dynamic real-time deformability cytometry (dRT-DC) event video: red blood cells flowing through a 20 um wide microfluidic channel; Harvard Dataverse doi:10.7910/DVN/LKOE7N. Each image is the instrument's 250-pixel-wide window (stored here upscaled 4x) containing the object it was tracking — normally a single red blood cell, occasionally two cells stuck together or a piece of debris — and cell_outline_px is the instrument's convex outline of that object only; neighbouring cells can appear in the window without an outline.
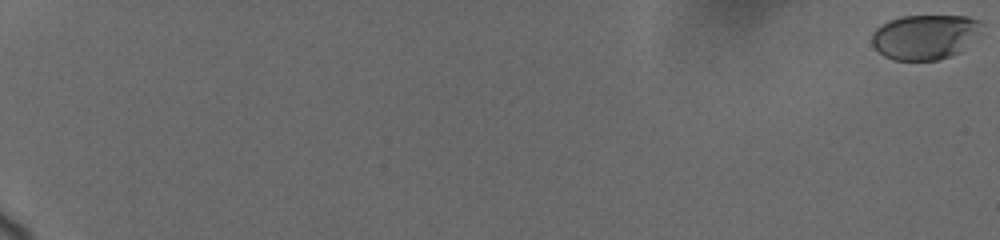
{"species": "human", "species_latin": "Homo sapiens", "temperature_condition": "cold", "stored_images_in_passage": 3, "camera_frame_rate_fps": 3000, "um_per_image_px": 0.085, "donor": {"sex": "female"}, "frame": {"image": 1, "passage_image": 1, "time_ms": 0.0, "image_size_px": [1000, 240], "cell_outline_px": [[980, 20], [976, 32], [960, 52], [936, 60], [892, 60], [884, 56], [872, 44], [872, 32], [876, 28], [892, 20], [904, 16], [968, 16]], "centroid_in_image_um": [78.54, 3.14], "position_along_channel_um": 6.5, "area_um2": 27.92}}